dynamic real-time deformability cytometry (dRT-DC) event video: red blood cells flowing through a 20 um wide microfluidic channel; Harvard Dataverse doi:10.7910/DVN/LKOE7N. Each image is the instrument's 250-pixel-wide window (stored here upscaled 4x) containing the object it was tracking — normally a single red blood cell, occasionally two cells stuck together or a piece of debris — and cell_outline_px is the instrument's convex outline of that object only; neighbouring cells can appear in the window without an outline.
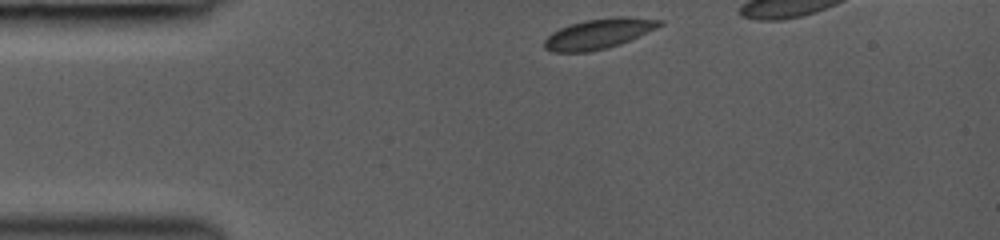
{"species": "common noctule bat (a hibernating species)", "species_latin": "Nyctalus noctula", "temperature_condition": "room temperature", "stored_images_in_passage": 33, "camera_frame_rate_fps": 3000, "um_per_image_px": 0.085, "animal": {"sex": "female", "body_mass_g": 19.0, "forearm_length_mm": 53.3}, "frame": {"image": 1, "passage_image": 1, "time_ms": 0.0, "image_size_px": [1000, 240], "cell_outline_px": [[664, 24], [656, 28], [620, 44], [608, 48], [588, 52], [552, 52], [544, 48], [544, 40], [552, 32], [560, 28], [584, 20], [616, 16], [628, 16], [664, 20]], "centroid_in_image_um": [50.9, 2.86], "position_along_channel_um": 34.1, "area_um2": 20.29}}
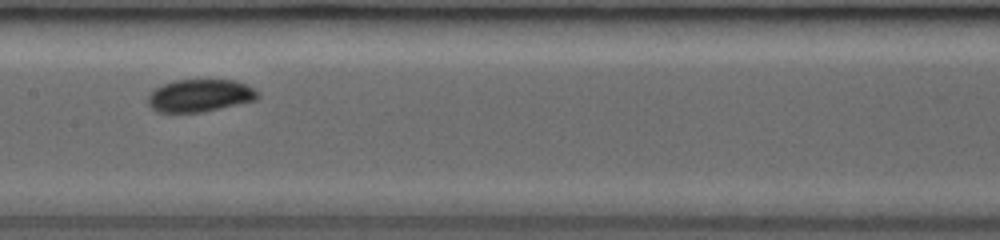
{"frame": {"image": 2, "passage_image": 15, "time_ms": 4.667, "image_size_px": [1000, 240], "cell_outline_px": [[260, 96], [256, 100], [220, 108], [200, 112], [156, 112], [148, 104], [148, 96], [160, 84], [176, 80], [236, 80], [260, 92]], "centroid_in_image_um": [16.99, 8.12], "position_along_channel_um": 190.4, "area_um2": 20.75}}
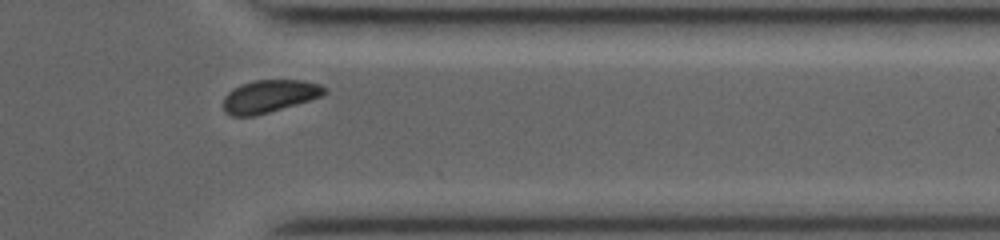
{"frame": {"image": 3, "passage_image": 29, "time_ms": 9.333, "image_size_px": [1000, 240], "cell_outline_px": [[328, 92], [320, 96], [296, 104], [256, 116], [232, 116], [224, 112], [224, 96], [232, 88], [240, 84], [256, 80], [304, 80], [320, 84], [328, 88]], "centroid_in_image_um": [22.89, 8.17], "position_along_channel_um": 388.5, "area_um2": 19.31}}